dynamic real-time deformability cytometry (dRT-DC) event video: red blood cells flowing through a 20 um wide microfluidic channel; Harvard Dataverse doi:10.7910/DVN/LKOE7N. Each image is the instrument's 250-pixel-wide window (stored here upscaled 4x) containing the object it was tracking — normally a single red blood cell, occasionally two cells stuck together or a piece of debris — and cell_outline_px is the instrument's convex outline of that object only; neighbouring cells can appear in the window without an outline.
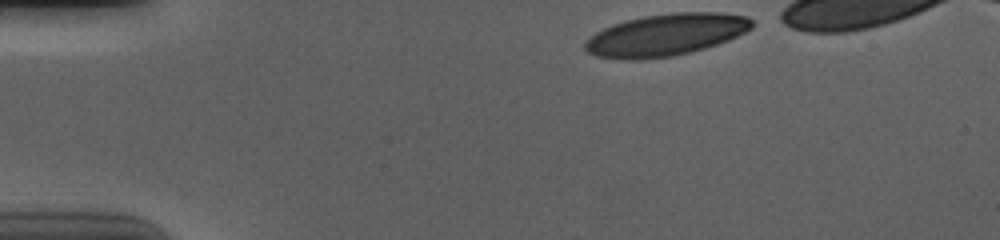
{"species": "human", "species_latin": "Homo sapiens", "temperature_condition": "cold", "stored_images_in_passage": 38, "camera_frame_rate_fps": 3000, "um_per_image_px": 0.085, "donor": {"sex": "male"}, "frame": {"image": 1, "passage_image": 1, "time_ms": 0.0, "image_size_px": [1000, 240], "cell_outline_px": [[752, 28], [728, 40], [704, 48], [672, 56], [640, 60], [624, 60], [596, 56], [588, 52], [584, 48], [584, 40], [588, 36], [612, 24], [644, 16], [676, 12], [724, 12], [748, 16], [752, 20]], "centroid_in_image_um": [56.56, 2.96], "position_along_channel_um": 28.4, "area_um2": 40.92}}
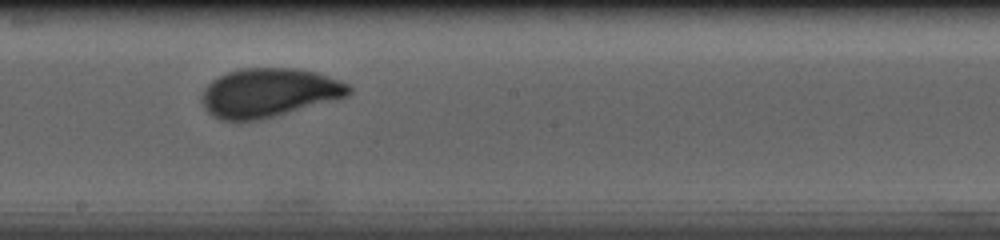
{"frame": {"image": 2, "passage_image": 23, "time_ms": 7.333, "image_size_px": [1000, 240], "cell_outline_px": [[352, 92], [348, 96], [336, 100], [276, 116], [260, 120], [220, 120], [212, 116], [204, 108], [200, 100], [200, 96], [204, 88], [212, 80], [228, 72], [240, 68], [296, 68], [316, 72], [340, 80], [348, 84], [352, 88]], "centroid_in_image_um": [22.85, 7.88], "position_along_channel_um": 225.3, "area_um2": 42.25}}
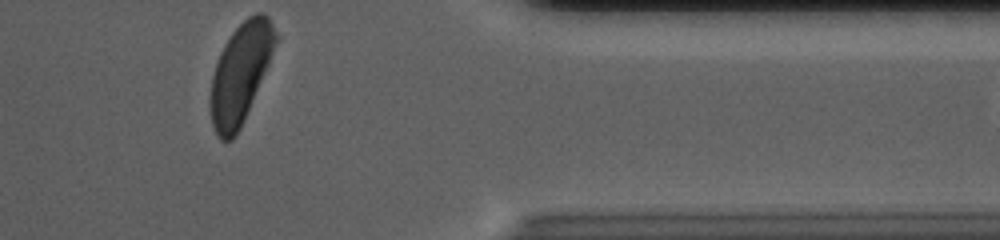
{"frame": {"image": 3, "passage_image": 38, "time_ms": 12.333, "image_size_px": [1000, 240], "cell_outline_px": [[276, 40], [268, 64], [240, 128], [236, 136], [232, 140], [220, 140], [212, 124], [212, 76], [220, 52], [224, 44], [232, 32], [248, 16], [256, 12], [264, 12], [268, 16], [276, 32]], "centroid_in_image_um": [20.44, 6.19], "position_along_channel_um": 391.0, "area_um2": 36.65}, "authors_computed_cell_mechanics": {"area_um2": 41.1247, "velocity_mm_per_s": 3.683, "shape_relaxation_time_tau1_ms": 3.6122, "shape_relaxation_time_tau2_ms": null, "deformation_change_tau1": 0.1639, "deformation_change_tau2": null}}